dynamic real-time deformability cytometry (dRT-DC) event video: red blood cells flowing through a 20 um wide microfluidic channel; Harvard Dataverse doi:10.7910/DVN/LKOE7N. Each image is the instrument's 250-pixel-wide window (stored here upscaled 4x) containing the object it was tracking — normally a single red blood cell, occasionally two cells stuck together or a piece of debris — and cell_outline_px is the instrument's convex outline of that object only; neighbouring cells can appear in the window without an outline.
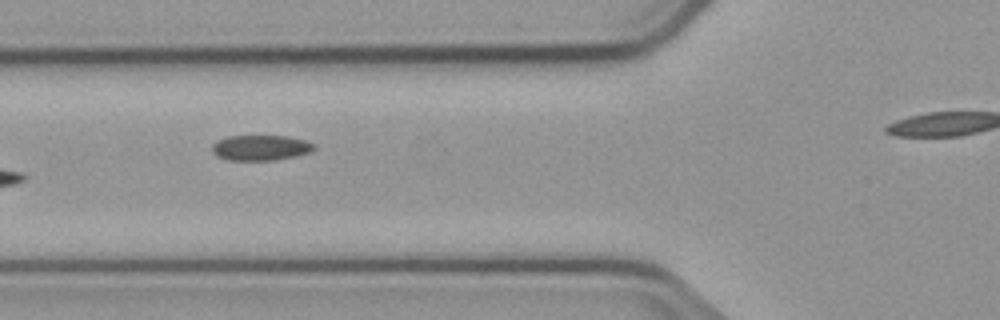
{"species": "common noctule bat (a hibernating species)", "species_latin": "Nyctalus noctula", "temperature_condition": "cold", "stored_images_in_passage": 10, "camera_frame_rate_fps": 3000, "um_per_image_px": 0.085, "animal": {"sex": "male", "body_mass_g": 23.1, "forearm_length_mm": 52.7}, "frame": {"image": 1, "passage_image": 5, "time_ms": 4.667, "image_size_px": [1000, 320], "cell_outline_px": [[316, 148], [308, 152], [296, 156], [276, 160], [228, 160], [216, 156], [212, 152], [212, 144], [228, 136], [288, 136], [304, 140], [316, 144]], "centroid_in_image_um": [22.16, 12.56], "position_along_channel_um": 103.6, "area_um2": 15.09}}
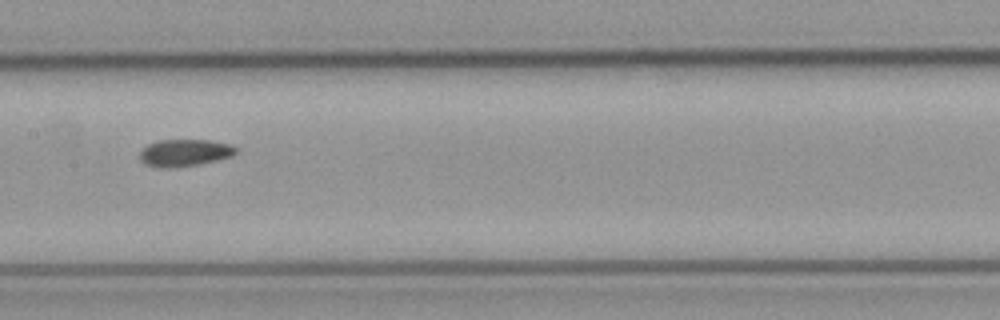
{"frame": {"image": 2, "passage_image": 7, "time_ms": 7.0, "image_size_px": [1000, 320], "cell_outline_px": [[236, 152], [232, 156], [216, 160], [196, 164], [168, 168], [160, 168], [144, 164], [140, 160], [140, 152], [148, 144], [160, 140], [208, 140], [232, 144], [236, 148]], "centroid_in_image_um": [15.68, 12.98], "position_along_channel_um": 191.7, "area_um2": 15.03}}
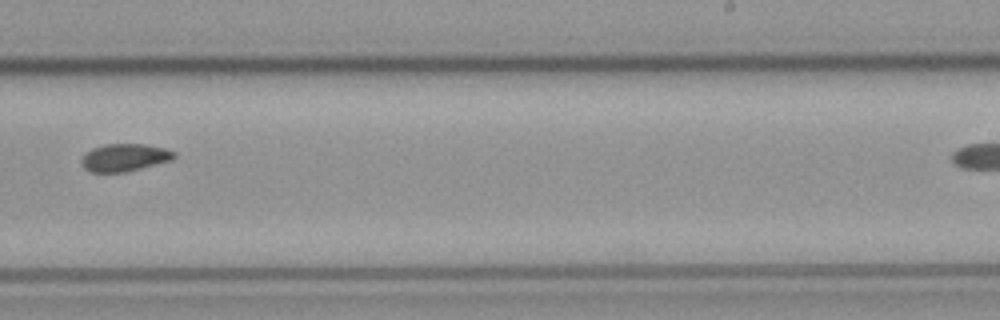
{"frame": {"image": 3, "passage_image": 9, "time_ms": 9.333, "image_size_px": [1000, 320], "cell_outline_px": [[176, 156], [172, 160], [124, 172], [92, 172], [84, 168], [80, 160], [92, 148], [104, 144], [144, 144], [164, 148], [176, 152]], "centroid_in_image_um": [10.6, 13.38], "position_along_channel_um": 278.4, "area_um2": 14.74}}